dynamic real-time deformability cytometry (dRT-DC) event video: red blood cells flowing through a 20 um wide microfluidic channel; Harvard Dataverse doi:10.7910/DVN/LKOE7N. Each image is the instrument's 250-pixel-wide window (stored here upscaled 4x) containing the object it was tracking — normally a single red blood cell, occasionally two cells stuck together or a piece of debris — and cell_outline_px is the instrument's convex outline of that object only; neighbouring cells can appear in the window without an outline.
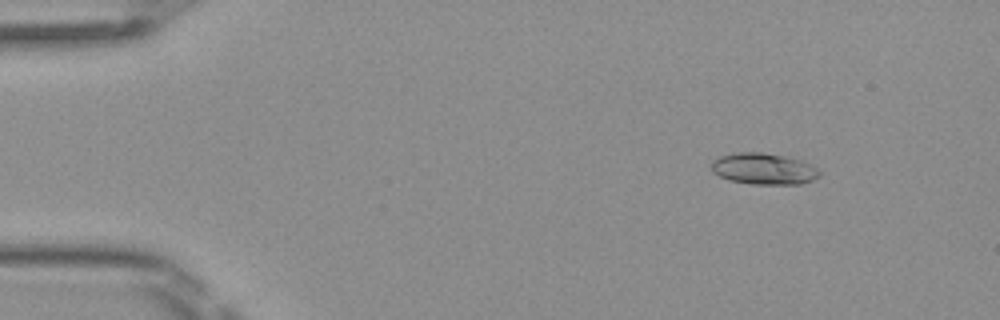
{"species": "Egyptian fruit bat (a non-hibernating species)", "species_latin": "Rousettus aegyptiacus", "temperature_condition": "room temperature", "stored_images_in_passage": 6, "camera_frame_rate_fps": 3000, "um_per_image_px": 0.085, "frame": {"image": 1, "passage_image": 2, "time_ms": 0.333, "image_size_px": [1000, 320], "cell_outline_px": [[820, 176], [812, 180], [800, 184], [752, 184], [728, 180], [712, 172], [712, 160], [720, 156], [736, 152], [764, 152], [784, 156], [800, 160], [816, 168], [820, 172]], "centroid_in_image_um": [64.88, 14.35], "position_along_channel_um": 20.1, "area_um2": 19.71}}
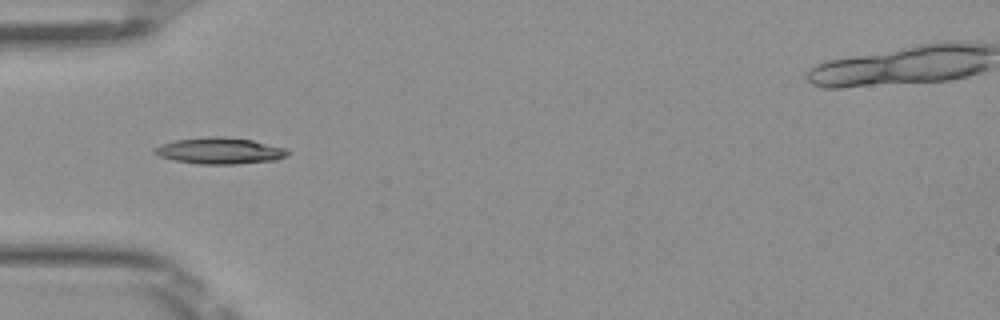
{"frame": {"image": 2, "passage_image": 5, "time_ms": 1.333, "image_size_px": [1000, 320], "cell_outline_px": [[288, 156], [276, 160], [236, 164], [200, 164], [176, 160], [160, 156], [152, 152], [156, 148], [164, 144], [176, 140], [208, 136], [224, 136], [252, 140], [284, 148], [288, 152]], "centroid_in_image_um": [18.71, 12.81], "position_along_channel_um": 66.3, "area_um2": 20.17}}
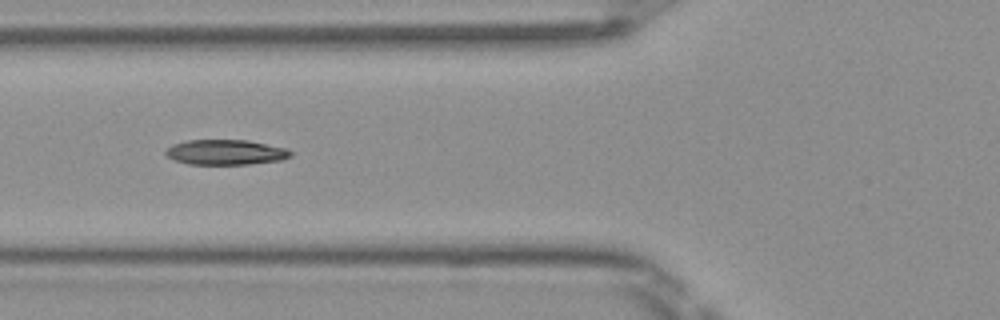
{"frame": {"image": 3, "passage_image": 6, "time_ms": 1.667, "image_size_px": [1000, 320], "cell_outline_px": [[292, 156], [280, 160], [248, 164], [188, 164], [172, 160], [164, 152], [172, 144], [188, 140], [248, 140], [288, 148], [292, 152]], "centroid_in_image_um": [19.19, 12.93], "position_along_channel_um": 106.6, "area_um2": 18.38}}